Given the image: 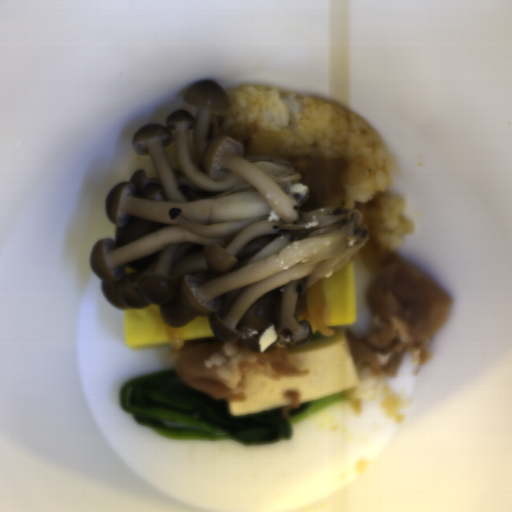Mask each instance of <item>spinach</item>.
<instances>
[{"label":"spinach","mask_w":512,"mask_h":512,"mask_svg":"<svg viewBox=\"0 0 512 512\" xmlns=\"http://www.w3.org/2000/svg\"><path fill=\"white\" fill-rule=\"evenodd\" d=\"M338 392L282 408L232 416L227 401H220L184 383L175 368L126 379L118 391L120 412L165 439L207 442L233 439L242 445L268 446L291 439L294 425L319 409L349 399Z\"/></svg>","instance_id":"spinach-1"}]
</instances>
